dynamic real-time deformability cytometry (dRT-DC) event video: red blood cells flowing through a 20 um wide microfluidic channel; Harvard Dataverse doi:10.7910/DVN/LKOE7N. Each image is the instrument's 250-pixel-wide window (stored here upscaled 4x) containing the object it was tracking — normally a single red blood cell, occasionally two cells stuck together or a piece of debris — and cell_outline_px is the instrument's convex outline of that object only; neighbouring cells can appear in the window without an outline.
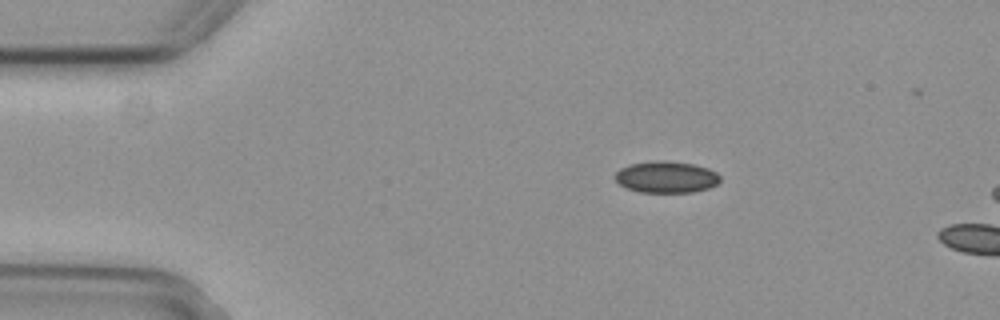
{"species": "common noctule bat (a hibernating species)", "species_latin": "Nyctalus noctula", "temperature_condition": "cold", "stored_images_in_passage": 2, "camera_frame_rate_fps": 3000, "um_per_image_px": 0.085, "animal": {"sex": "female", "body_mass_g": 29.2, "forearm_length_mm": 56.3}, "frame": {"image": 1, "passage_image": 1, "time_ms": 0.0, "image_size_px": [1000, 320], "cell_outline_px": [[720, 180], [716, 184], [708, 188], [692, 192], [640, 192], [628, 188], [620, 184], [612, 176], [620, 168], [628, 164], [656, 160], [664, 160], [692, 164], [708, 168], [716, 172], [720, 176]], "centroid_in_image_um": [56.6, 15.04], "position_along_channel_um": 28.4, "area_um2": 19.36}}